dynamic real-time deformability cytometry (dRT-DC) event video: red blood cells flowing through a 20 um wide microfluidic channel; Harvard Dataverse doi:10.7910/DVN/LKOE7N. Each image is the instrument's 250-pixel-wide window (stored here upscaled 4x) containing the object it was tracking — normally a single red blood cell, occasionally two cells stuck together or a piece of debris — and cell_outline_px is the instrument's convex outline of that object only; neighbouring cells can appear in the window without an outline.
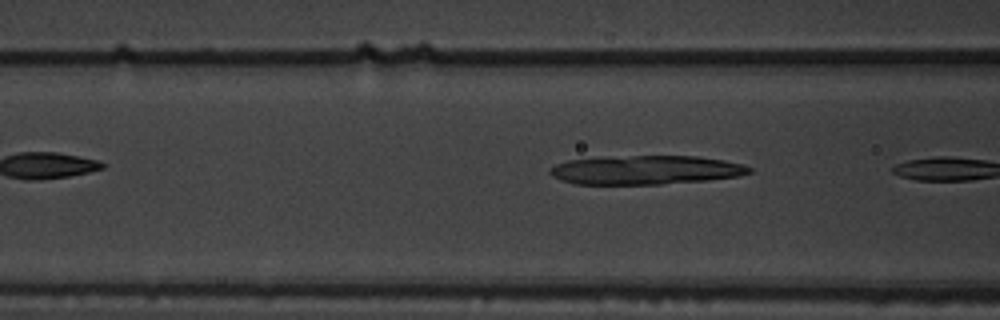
{"species": "common noctule bat (a hibernating species)", "species_latin": "Nyctalus noctula", "temperature_condition": "warm", "stored_images_in_passage": 4, "camera_frame_rate_fps": 3000, "um_per_image_px": 0.085, "animal": {"sex": "male", "body_mass_g": 19.5, "forearm_length_mm": 54.6}, "frame": {"image": 1, "passage_image": 4, "time_ms": 1.0, "image_size_px": [1000, 320], "cell_outline_px": [[752, 172], [740, 176], [708, 180], [660, 184], [576, 184], [560, 180], [552, 176], [548, 172], [556, 164], [568, 160], [632, 156], [696, 156], [724, 160], [744, 164], [752, 168]], "centroid_in_image_um": [54.94, 14.45], "position_along_channel_um": 111.7, "area_um2": 33.47}}